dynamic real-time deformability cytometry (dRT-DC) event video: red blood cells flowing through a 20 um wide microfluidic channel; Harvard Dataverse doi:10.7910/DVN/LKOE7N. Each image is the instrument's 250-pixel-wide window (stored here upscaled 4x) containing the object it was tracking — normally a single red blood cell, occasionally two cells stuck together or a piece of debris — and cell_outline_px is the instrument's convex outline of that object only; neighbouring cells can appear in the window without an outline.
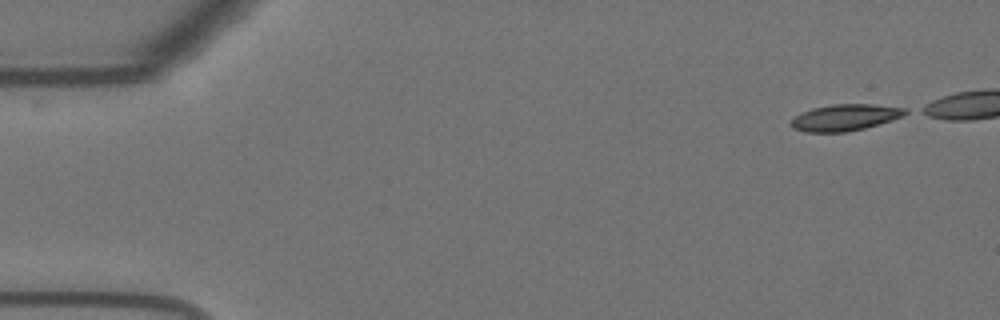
{"species": "Egyptian fruit bat (a non-hibernating species)", "species_latin": "Rousettus aegyptiacus", "temperature_condition": "warm", "stored_images_in_passage": 37, "camera_frame_rate_fps": 3000, "um_per_image_px": 0.085, "animal": {"sex": "female"}, "frame": {"image": 1, "passage_image": 1, "time_ms": 0.0, "image_size_px": [1000, 320], "cell_outline_px": [[908, 112], [892, 120], [864, 128], [848, 132], [808, 132], [792, 128], [792, 120], [796, 116], [812, 108], [832, 104], [872, 104], [908, 108]], "centroid_in_image_um": [71.85, 9.98], "position_along_channel_um": 13.1, "area_um2": 17.4}}
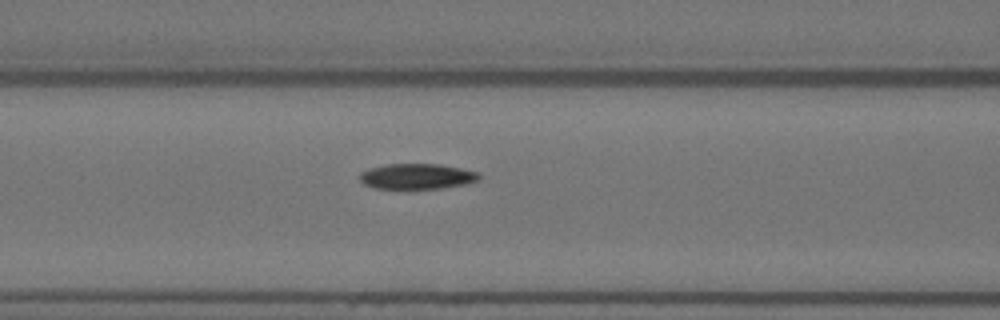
{"frame": {"image": 2, "passage_image": 20, "time_ms": 6.333, "image_size_px": [1000, 320], "cell_outline_px": [[480, 180], [468, 184], [440, 188], [376, 188], [364, 184], [360, 180], [360, 172], [368, 168], [388, 164], [440, 164], [460, 168], [476, 172], [480, 176]], "centroid_in_image_um": [35.45, 14.98], "position_along_channel_um": 131.2, "area_um2": 17.63}}
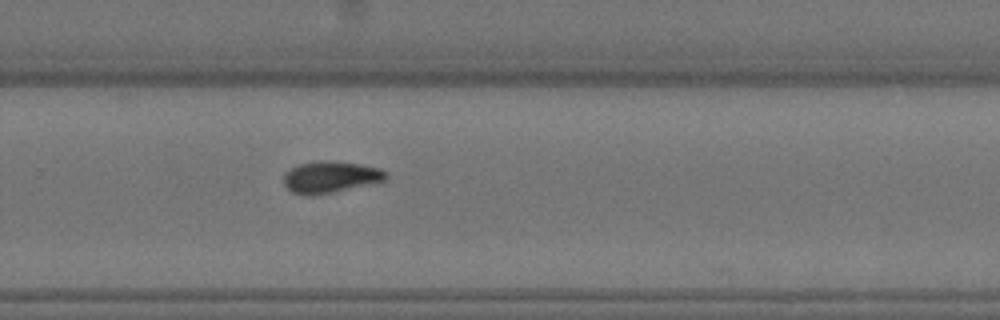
{"frame": {"image": 3, "passage_image": 34, "time_ms": 11.0, "image_size_px": [1000, 320], "cell_outline_px": [[388, 176], [384, 180], [332, 192], [312, 196], [304, 196], [292, 192], [284, 184], [284, 172], [300, 164], [320, 160], [356, 164], [380, 168], [388, 172]], "centroid_in_image_um": [28.05, 15.06], "position_along_channel_um": 301.8, "area_um2": 18.5}}